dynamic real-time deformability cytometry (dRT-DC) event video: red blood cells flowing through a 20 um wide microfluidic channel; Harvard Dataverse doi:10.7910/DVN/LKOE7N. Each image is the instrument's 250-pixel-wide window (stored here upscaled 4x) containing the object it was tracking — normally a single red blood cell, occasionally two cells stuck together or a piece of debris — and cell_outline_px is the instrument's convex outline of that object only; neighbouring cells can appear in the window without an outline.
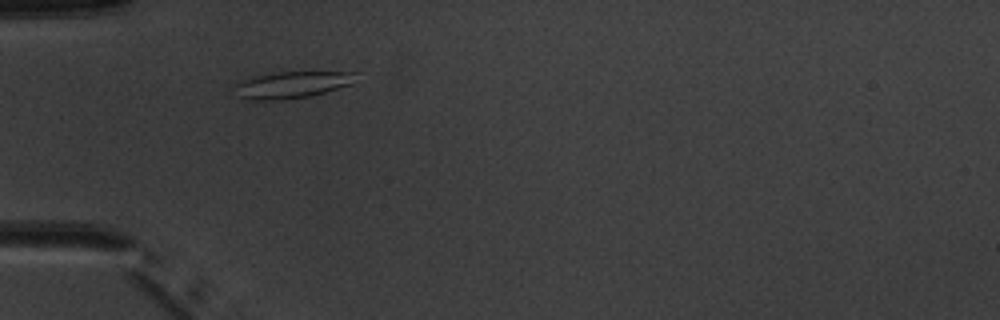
{"species": "common noctule bat (a hibernating species)", "species_latin": "Nyctalus noctula", "temperature_condition": "warm", "stored_images_in_passage": 5, "camera_frame_rate_fps": 3000, "um_per_image_px": 0.085, "animal": {"sex": "male", "body_mass_g": 20.1, "forearm_length_mm": 53.5}, "frame": {"image": 1, "passage_image": 2, "time_ms": 1.0, "image_size_px": [1000, 320], "cell_outline_px": [[360, 72], [352, 84], [312, 96], [280, 100], [248, 100], [240, 96], [236, 84], [240, 80], [252, 76], [276, 72]], "centroid_in_image_um": [24.86, 7.2], "position_along_channel_um": 60.1, "area_um2": 18.9}}
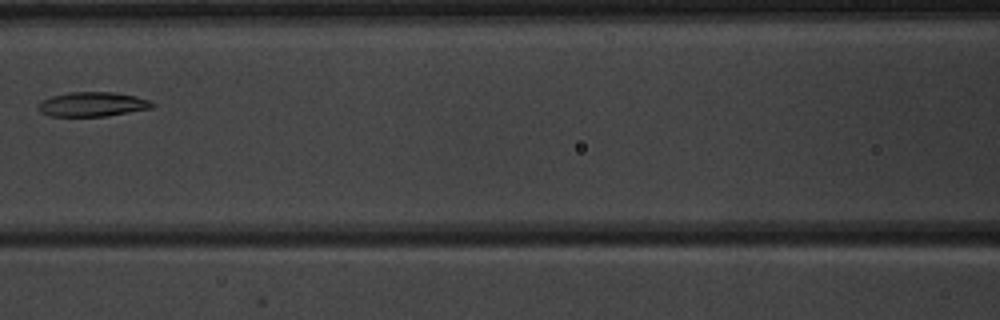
{"frame": {"image": 2, "passage_image": 4, "time_ms": 3.667, "image_size_px": [1000, 320], "cell_outline_px": [[156, 104], [152, 108], [104, 116], [52, 116], [40, 112], [36, 108], [36, 104], [52, 96], [72, 92], [112, 92], [136, 96], [152, 100]], "centroid_in_image_um": [7.87, 8.86], "position_along_channel_um": 158.7, "area_um2": 16.24}}
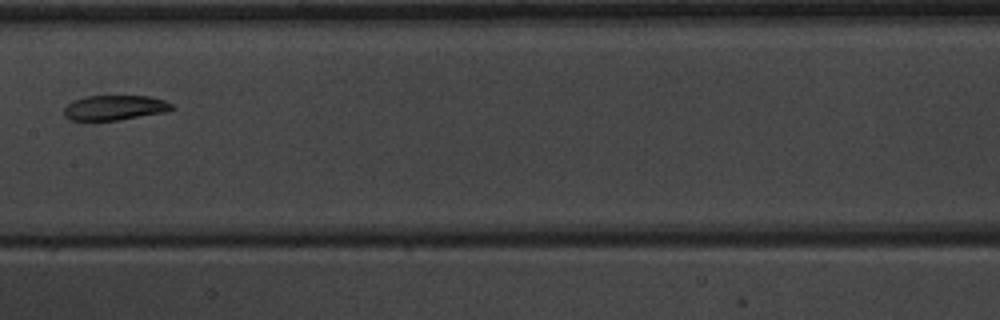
{"frame": {"image": 3, "passage_image": 5, "time_ms": 4.667, "image_size_px": [1000, 320], "cell_outline_px": [[176, 108], [168, 112], [120, 120], [72, 120], [64, 116], [64, 108], [72, 100], [84, 96], [152, 96], [164, 100], [172, 104]], "centroid_in_image_um": [9.79, 9.15], "position_along_channel_um": 197.6, "area_um2": 15.9}}